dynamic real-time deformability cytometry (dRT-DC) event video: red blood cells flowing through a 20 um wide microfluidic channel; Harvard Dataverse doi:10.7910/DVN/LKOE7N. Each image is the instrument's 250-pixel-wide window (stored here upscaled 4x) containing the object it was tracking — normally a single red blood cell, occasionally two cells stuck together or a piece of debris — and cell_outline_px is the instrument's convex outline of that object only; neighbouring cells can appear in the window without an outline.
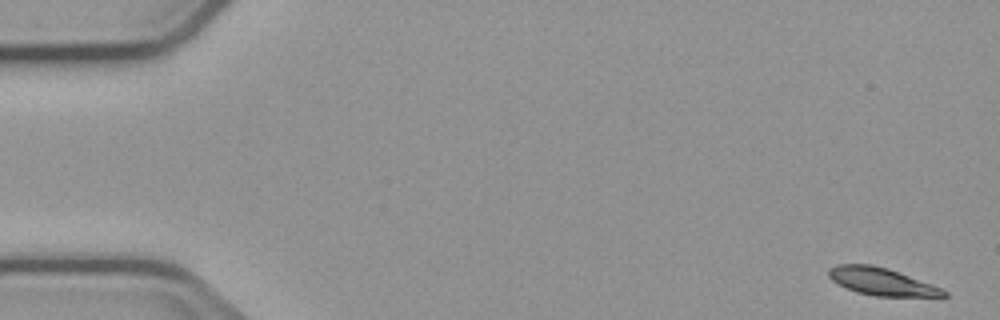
{"species": "common noctule bat (a hibernating species)", "species_latin": "Nyctalus noctula", "temperature_condition": "cold", "stored_images_in_passage": 5, "camera_frame_rate_fps": 3000, "um_per_image_px": 0.085, "animal": {"sex": "male", "body_mass_g": 23.1, "forearm_length_mm": 52.7}, "frame": {"image": 1, "passage_image": 1, "time_ms": 0.0, "image_size_px": [1000, 320], "cell_outline_px": [[948, 296], [876, 296], [856, 292], [844, 288], [832, 280], [828, 276], [828, 268], [836, 264], [872, 264], [888, 268], [932, 284], [948, 292]], "centroid_in_image_um": [74.88, 23.92], "position_along_channel_um": 10.1, "area_um2": 18.44}}
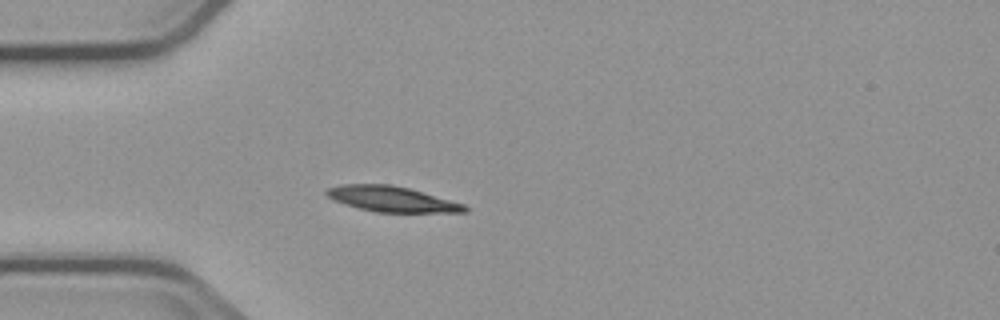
{"frame": {"image": 2, "passage_image": 5, "time_ms": 4.667, "image_size_px": [1000, 320], "cell_outline_px": [[468, 212], [376, 212], [344, 204], [332, 200], [324, 192], [328, 188], [340, 184], [392, 184], [408, 188], [464, 204], [468, 208]], "centroid_in_image_um": [33.26, 16.91], "position_along_channel_um": 51.7, "area_um2": 20.35}}